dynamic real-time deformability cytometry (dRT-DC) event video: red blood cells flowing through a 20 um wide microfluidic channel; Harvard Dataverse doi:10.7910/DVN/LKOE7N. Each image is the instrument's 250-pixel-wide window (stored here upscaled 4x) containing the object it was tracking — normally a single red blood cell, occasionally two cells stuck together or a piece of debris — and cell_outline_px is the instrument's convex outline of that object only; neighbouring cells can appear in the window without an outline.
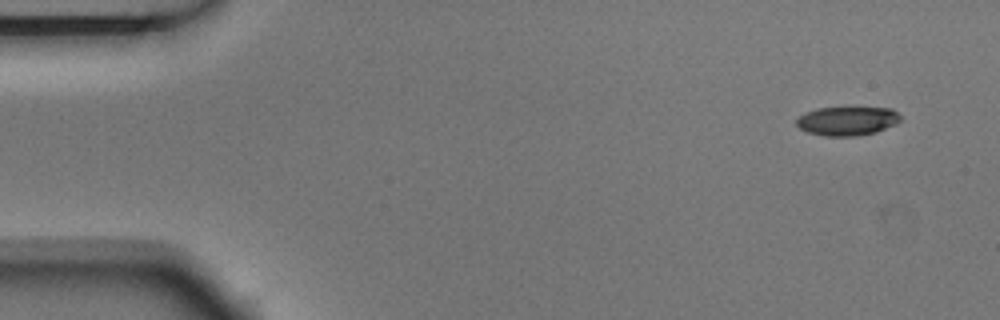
{"species": "Egyptian fruit bat (a non-hibernating species)", "species_latin": "Rousettus aegyptiacus", "temperature_condition": "room temperature", "stored_images_in_passage": 6, "camera_frame_rate_fps": 3000, "um_per_image_px": 0.085, "animal": {"sex": "male"}, "frame": {"image": 1, "passage_image": 1, "time_ms": 0.0, "image_size_px": [1000, 320], "cell_outline_px": [[900, 120], [896, 124], [876, 132], [856, 136], [824, 136], [808, 132], [800, 128], [796, 124], [796, 120], [804, 112], [816, 108], [852, 104], [892, 108], [900, 116]], "centroid_in_image_um": [72.03, 10.21], "position_along_channel_um": 13.0, "area_um2": 18.55}}
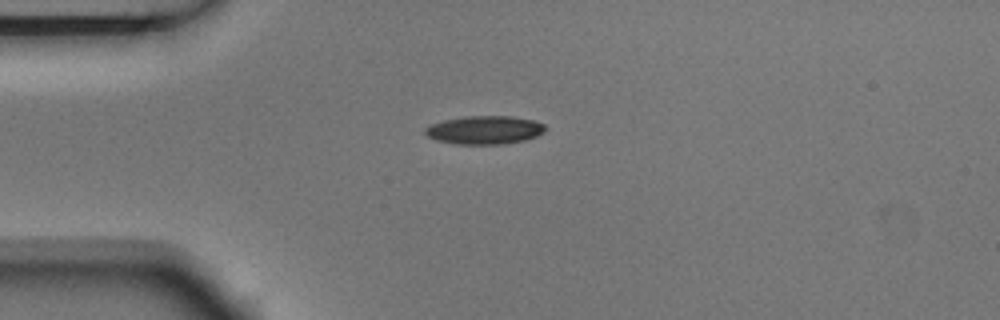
{"frame": {"image": 2, "passage_image": 4, "time_ms": 1.0, "image_size_px": [1000, 320], "cell_outline_px": [[548, 128], [544, 132], [536, 136], [524, 140], [500, 144], [456, 144], [436, 140], [428, 136], [424, 132], [424, 128], [432, 124], [444, 120], [464, 116], [512, 116], [536, 120], [544, 124]], "centroid_in_image_um": [41.22, 11.04], "position_along_channel_um": 43.8, "area_um2": 19.94}}
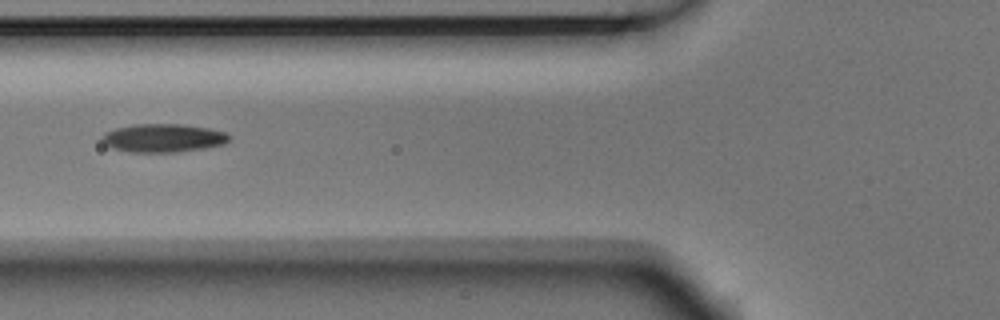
{"frame": {"image": 3, "passage_image": 6, "time_ms": 1.667, "image_size_px": [1000, 320], "cell_outline_px": [[228, 140], [224, 144], [204, 148], [176, 152], [128, 152], [112, 148], [104, 144], [100, 140], [100, 136], [104, 132], [116, 128], [136, 124], [184, 124], [208, 128], [224, 132], [228, 136]], "centroid_in_image_um": [13.8, 11.73], "position_along_channel_um": 112.0, "area_um2": 21.04}}